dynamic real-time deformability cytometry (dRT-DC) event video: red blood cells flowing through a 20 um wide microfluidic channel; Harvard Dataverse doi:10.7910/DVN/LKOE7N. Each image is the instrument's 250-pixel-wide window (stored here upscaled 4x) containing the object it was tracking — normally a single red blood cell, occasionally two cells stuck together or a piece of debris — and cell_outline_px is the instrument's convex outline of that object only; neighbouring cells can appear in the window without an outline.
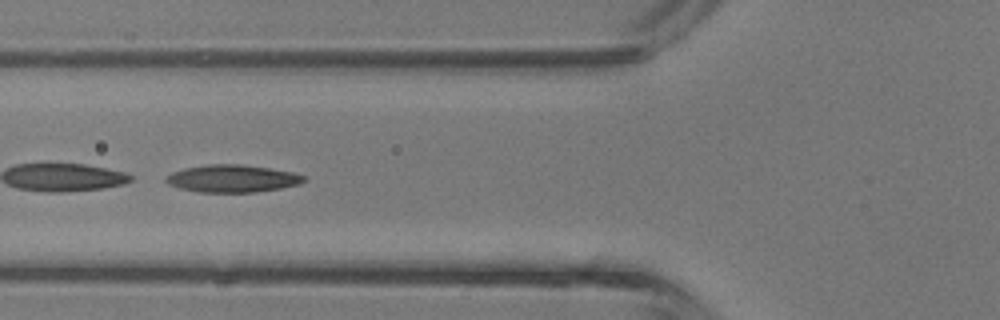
{"species": "common noctule bat (a hibernating species)", "species_latin": "Nyctalus noctula", "temperature_condition": "room temperature", "stored_images_in_passage": 40, "camera_frame_rate_fps": 3000, "um_per_image_px": 0.085, "animal": {"sex": "male", "body_mass_g": 13.3}, "frame": {"image": 1, "passage_image": 15, "time_ms": 4.667, "image_size_px": [1000, 320], "cell_outline_px": [[304, 180], [300, 184], [280, 188], [256, 192], [200, 192], [180, 188], [168, 184], [164, 180], [172, 172], [184, 168], [208, 164], [244, 164], [292, 172], [304, 176]], "centroid_in_image_um": [19.73, 15.17], "position_along_channel_um": 106.1, "area_um2": 21.91}}
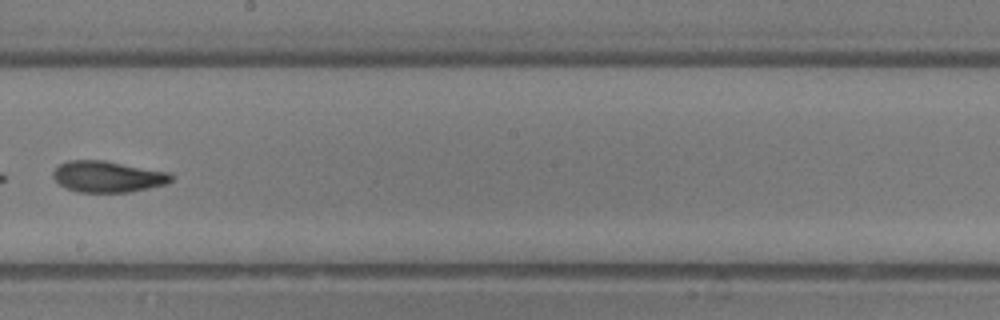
{"frame": {"image": 2, "passage_image": 23, "time_ms": 7.333, "image_size_px": [1000, 320], "cell_outline_px": [[172, 180], [168, 184], [128, 192], [76, 192], [60, 184], [52, 176], [52, 172], [60, 164], [68, 160], [104, 160], [172, 172]], "centroid_in_image_um": [9.19, 15.0], "position_along_channel_um": 239.0, "area_um2": 21.62}}
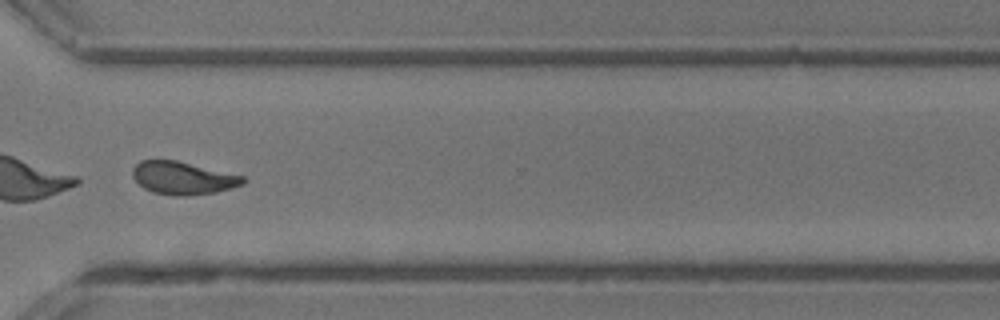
{"frame": {"image": 3, "passage_image": 30, "time_ms": 9.667, "image_size_px": [1000, 320], "cell_outline_px": [[248, 180], [244, 184], [216, 192], [188, 196], [172, 196], [152, 192], [144, 188], [132, 176], [132, 168], [140, 160], [176, 160], [244, 176]], "centroid_in_image_um": [15.55, 15.14], "position_along_channel_um": 355.0, "area_um2": 21.21}}